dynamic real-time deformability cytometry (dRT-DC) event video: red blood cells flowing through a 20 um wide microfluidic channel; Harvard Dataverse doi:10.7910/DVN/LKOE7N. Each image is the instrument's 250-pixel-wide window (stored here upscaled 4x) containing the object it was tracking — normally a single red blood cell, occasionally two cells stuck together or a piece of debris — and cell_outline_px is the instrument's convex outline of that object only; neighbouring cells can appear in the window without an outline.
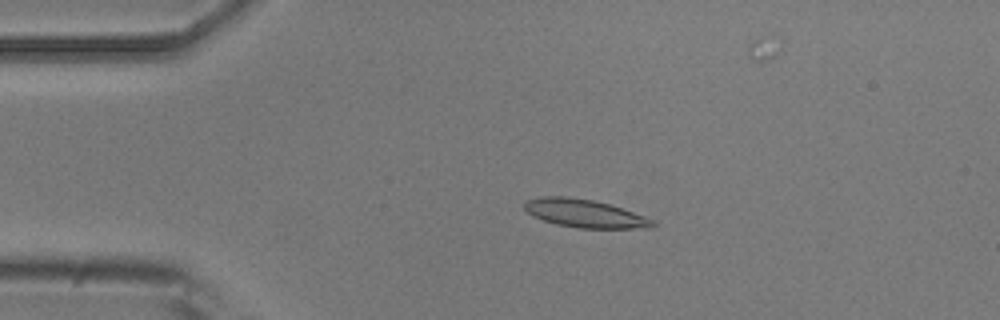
{"species": "common noctule bat (a hibernating species)", "species_latin": "Nyctalus noctula", "temperature_condition": "room temperature", "stored_images_in_passage": 54, "camera_frame_rate_fps": 3000, "um_per_image_px": 0.085, "animal": {"sex": "male", "body_mass_g": 20.5, "forearm_length_mm": 52.5}, "frame": {"image": 1, "passage_image": 10, "time_ms": 3.0, "image_size_px": [1000, 320], "cell_outline_px": [[656, 224], [652, 228], [580, 228], [556, 224], [532, 216], [524, 208], [524, 200], [540, 196], [568, 196], [592, 200], [608, 204], [656, 220]], "centroid_in_image_um": [49.68, 18.14], "position_along_channel_um": 35.3, "area_um2": 20.98}}
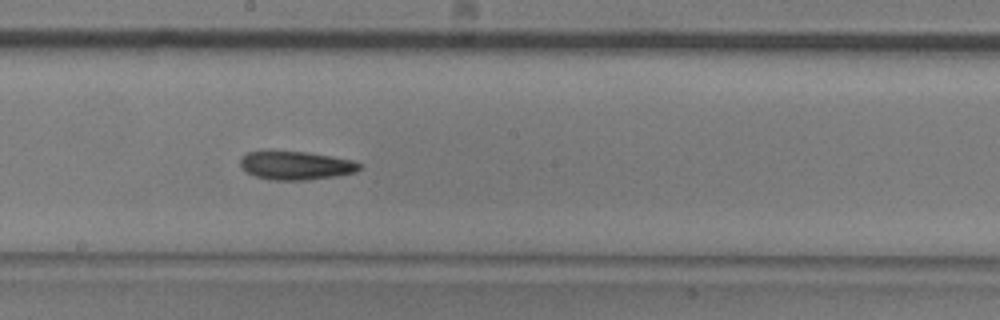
{"frame": {"image": 2, "passage_image": 28, "time_ms": 9.0, "image_size_px": [1000, 320], "cell_outline_px": [[360, 168], [356, 172], [336, 176], [308, 180], [268, 180], [256, 176], [248, 172], [240, 164], [240, 156], [248, 152], [264, 148], [268, 148], [304, 152], [332, 156], [352, 160], [360, 164]], "centroid_in_image_um": [25.08, 14.02], "position_along_channel_um": 223.1, "area_um2": 20.4}}
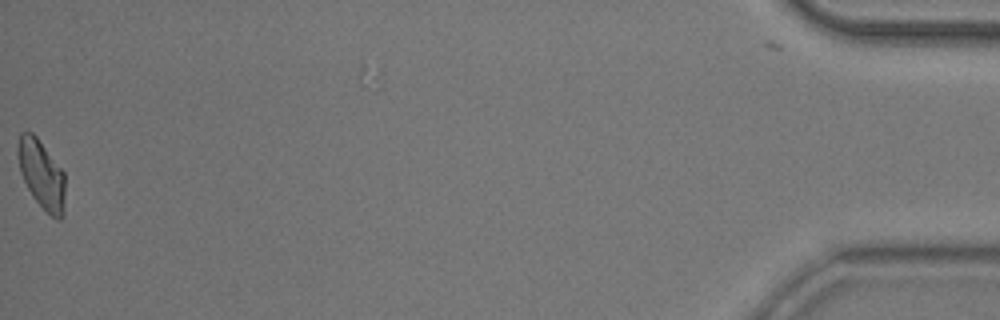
{"frame": {"image": 3, "passage_image": 53, "time_ms": 17.333, "image_size_px": [1000, 320], "cell_outline_px": [[64, 216], [60, 220], [56, 220], [32, 196], [20, 172], [16, 152], [16, 148], [20, 132], [32, 132], [36, 136], [64, 172]], "centroid_in_image_um": [3.52, 14.81], "position_along_channel_um": 431.7, "area_um2": 18.84}, "authors_computed_cell_mechanics": {"area_um2": 19.8543, "velocity_mm_per_s": 3.7175, "shape_relaxation_time_tau1_ms": 7.0364, "shape_relaxation_time_tau2_ms": 5.2132, "deformation_change_tau1": 0.1497, "deformation_change_tau2": 0.1345}}